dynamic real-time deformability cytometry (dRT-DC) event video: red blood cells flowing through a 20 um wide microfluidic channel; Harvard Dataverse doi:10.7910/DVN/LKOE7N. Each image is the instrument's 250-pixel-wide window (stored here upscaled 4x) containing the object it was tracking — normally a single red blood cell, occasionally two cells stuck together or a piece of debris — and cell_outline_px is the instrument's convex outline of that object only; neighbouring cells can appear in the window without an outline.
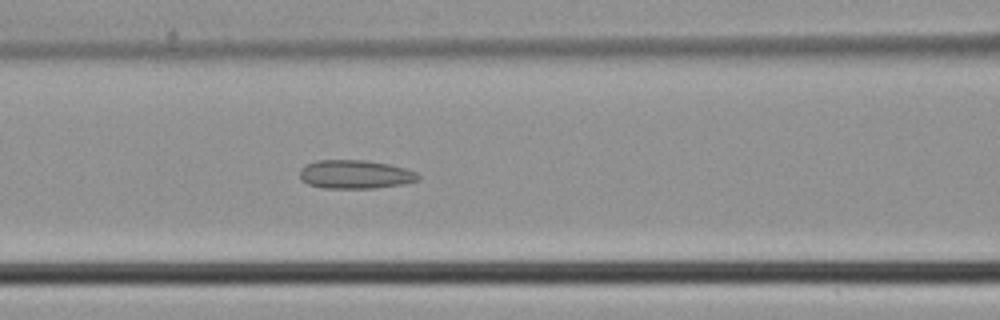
{"species": "common noctule bat (a hibernating species)", "species_latin": "Nyctalus noctula", "temperature_condition": "cold", "stored_images_in_passage": 45, "camera_frame_rate_fps": 3000, "um_per_image_px": 0.085, "animal": {"sex": "male", "body_mass_g": 21.5, "forearm_length_mm": 52.0}, "frame": {"image": 1, "passage_image": 19, "time_ms": 6.0, "image_size_px": [1000, 320], "cell_outline_px": [[420, 180], [404, 184], [376, 188], [324, 188], [308, 184], [300, 180], [300, 168], [316, 160], [368, 160], [388, 164], [404, 168], [416, 172], [420, 176]], "centroid_in_image_um": [30.2, 14.82], "position_along_channel_um": 136.4, "area_um2": 19.88}}
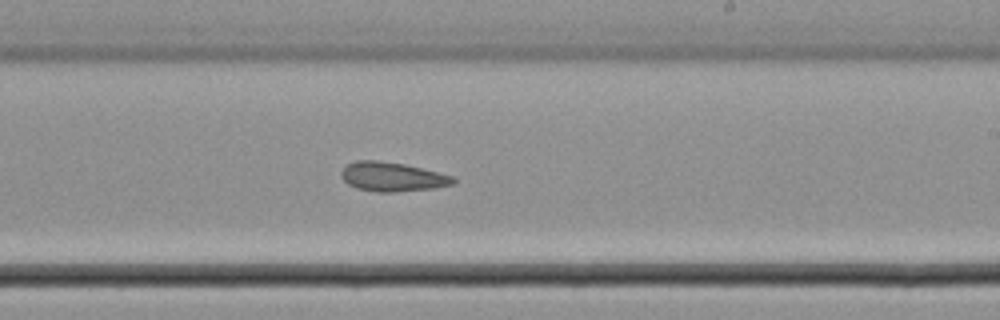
{"frame": {"image": 2, "passage_image": 27, "time_ms": 8.667, "image_size_px": [1000, 320], "cell_outline_px": [[456, 180], [452, 184], [432, 188], [396, 192], [376, 192], [356, 188], [348, 184], [340, 176], [340, 172], [348, 164], [356, 160], [380, 160], [404, 164], [452, 176]], "centroid_in_image_um": [33.29, 15.02], "position_along_channel_um": 255.7, "area_um2": 18.9}}
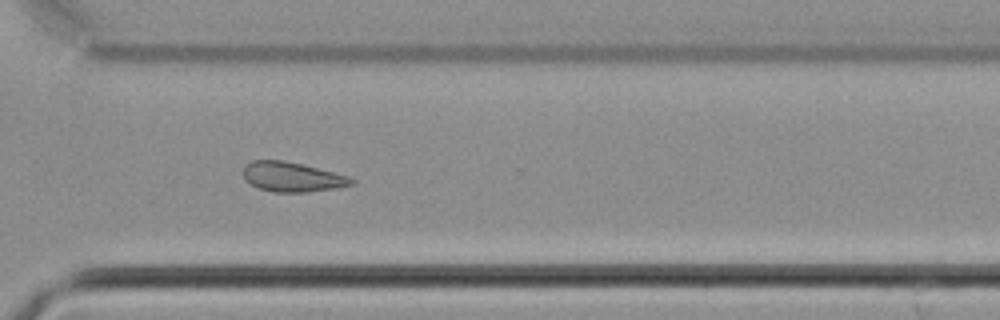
{"frame": {"image": 3, "passage_image": 33, "time_ms": 10.667, "image_size_px": [1000, 320], "cell_outline_px": [[356, 180], [352, 184], [336, 188], [308, 192], [272, 192], [260, 188], [244, 180], [244, 168], [252, 160], [284, 160], [348, 176]], "centroid_in_image_um": [24.83, 15.04], "position_along_channel_um": 345.8, "area_um2": 18.44}}